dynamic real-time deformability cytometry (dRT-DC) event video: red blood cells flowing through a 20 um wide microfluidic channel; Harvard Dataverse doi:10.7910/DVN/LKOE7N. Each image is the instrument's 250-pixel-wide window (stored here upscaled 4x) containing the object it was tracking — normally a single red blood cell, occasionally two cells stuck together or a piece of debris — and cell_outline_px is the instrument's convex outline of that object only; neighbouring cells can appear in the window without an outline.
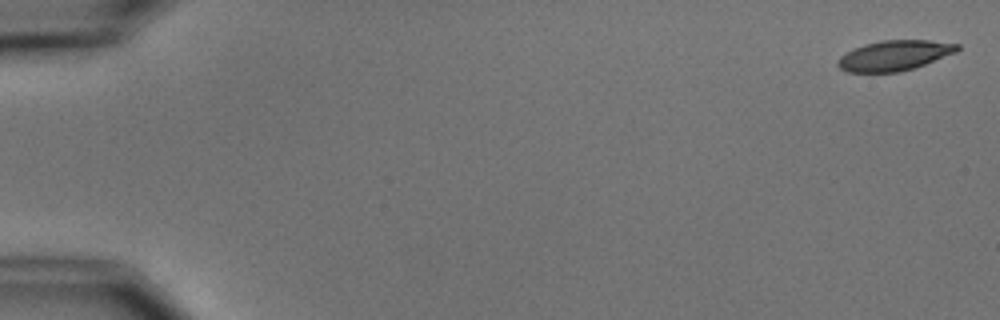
{"species": "common noctule bat (a hibernating species)", "species_latin": "Nyctalus noctula", "temperature_condition": "cold", "stored_images_in_passage": 5, "camera_frame_rate_fps": 3000, "um_per_image_px": 0.085, "animal": {"sex": "male", "body_mass_g": 15.6}, "frame": {"image": 1, "passage_image": 1, "time_ms": 0.0, "image_size_px": [1000, 320], "cell_outline_px": [[960, 48], [956, 52], [924, 64], [900, 72], [848, 72], [840, 68], [836, 64], [836, 60], [840, 56], [864, 44], [880, 40], [928, 40], [960, 44]], "centroid_in_image_um": [76.01, 4.71], "position_along_channel_um": 9.0, "area_um2": 20.87}}
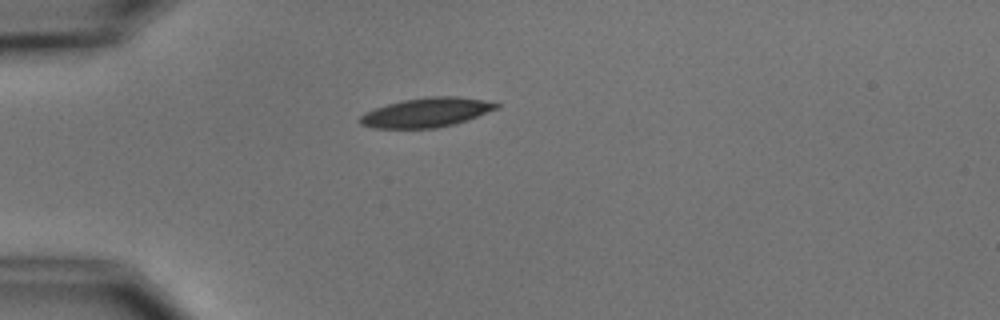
{"frame": {"image": 2, "passage_image": 5, "time_ms": 4.667, "image_size_px": [1000, 320], "cell_outline_px": [[500, 104], [496, 108], [468, 120], [436, 128], [376, 128], [360, 124], [360, 116], [364, 112], [388, 104], [404, 100], [428, 96], [456, 96], [484, 100]], "centroid_in_image_um": [36.23, 9.56], "position_along_channel_um": 48.8, "area_um2": 23.0}}